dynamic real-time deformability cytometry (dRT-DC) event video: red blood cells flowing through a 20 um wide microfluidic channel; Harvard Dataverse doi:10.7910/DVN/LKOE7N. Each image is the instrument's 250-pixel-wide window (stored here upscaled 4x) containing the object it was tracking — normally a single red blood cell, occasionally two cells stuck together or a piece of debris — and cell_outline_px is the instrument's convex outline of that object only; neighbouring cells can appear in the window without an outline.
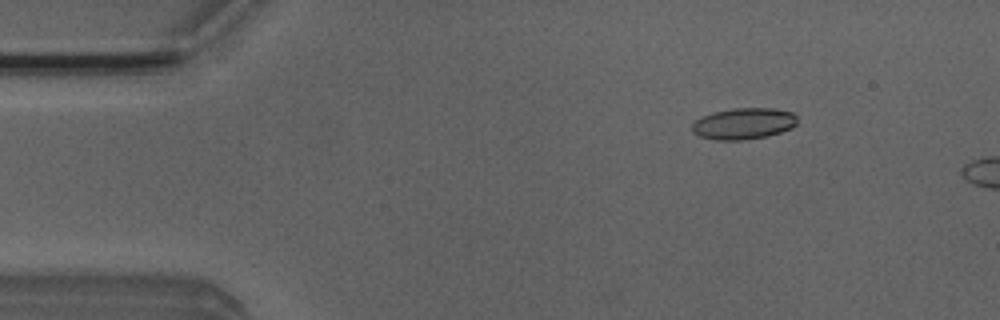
{"species": "Egyptian fruit bat (a non-hibernating species)", "species_latin": "Rousettus aegyptiacus", "temperature_condition": "room temperature", "stored_images_in_passage": 11, "camera_frame_rate_fps": 3000, "um_per_image_px": 0.085, "animal": {"sex": "male"}, "frame": {"image": 1, "passage_image": 7, "time_ms": 2.0, "image_size_px": [1000, 320], "cell_outline_px": [[796, 124], [792, 128], [768, 136], [744, 140], [716, 140], [700, 136], [692, 132], [692, 124], [700, 116], [712, 112], [732, 108], [772, 108], [792, 112], [796, 116]], "centroid_in_image_um": [63.19, 10.5], "position_along_channel_um": 21.8, "area_um2": 19.36}}